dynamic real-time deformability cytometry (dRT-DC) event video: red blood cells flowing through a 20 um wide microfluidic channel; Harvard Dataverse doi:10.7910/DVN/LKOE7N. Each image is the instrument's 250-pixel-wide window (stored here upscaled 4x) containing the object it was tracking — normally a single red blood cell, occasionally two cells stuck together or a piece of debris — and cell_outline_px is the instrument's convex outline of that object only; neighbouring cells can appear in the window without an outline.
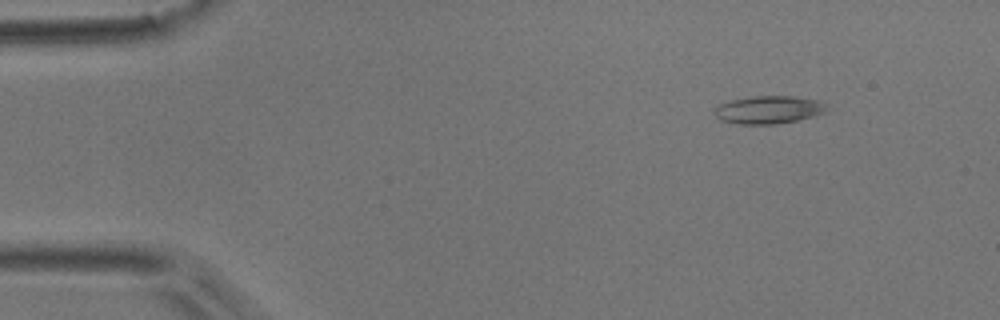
{"species": "common noctule bat (a hibernating species)", "species_latin": "Nyctalus noctula", "temperature_condition": "room temperature", "stored_images_in_passage": 4, "camera_frame_rate_fps": 3000, "um_per_image_px": 0.085, "animal": {"sex": "male", "body_mass_g": 17.9}, "frame": {"image": 1, "passage_image": 1, "time_ms": 0.0, "image_size_px": [1000, 320], "cell_outline_px": [[824, 112], [812, 116], [796, 120], [776, 124], [740, 124], [720, 120], [716, 116], [712, 108], [716, 104], [732, 100], [752, 96], [792, 96], [820, 100], [824, 104]], "centroid_in_image_um": [65.25, 9.32], "position_along_channel_um": 19.8, "area_um2": 18.15}}
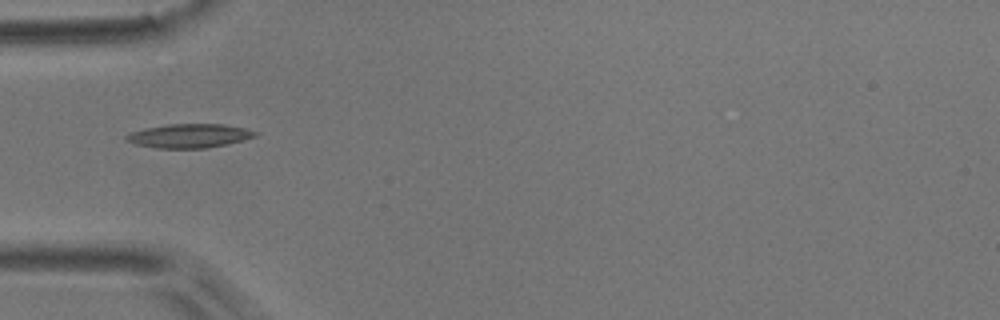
{"frame": {"image": 2, "passage_image": 4, "time_ms": 3.667, "image_size_px": [1000, 320], "cell_outline_px": [[260, 132], [256, 136], [244, 140], [204, 148], [156, 148], [136, 144], [124, 140], [124, 136], [132, 132], [144, 128], [168, 124], [220, 124], [244, 128]], "centroid_in_image_um": [16.07, 11.54], "position_along_channel_um": 68.9, "area_um2": 17.86}}